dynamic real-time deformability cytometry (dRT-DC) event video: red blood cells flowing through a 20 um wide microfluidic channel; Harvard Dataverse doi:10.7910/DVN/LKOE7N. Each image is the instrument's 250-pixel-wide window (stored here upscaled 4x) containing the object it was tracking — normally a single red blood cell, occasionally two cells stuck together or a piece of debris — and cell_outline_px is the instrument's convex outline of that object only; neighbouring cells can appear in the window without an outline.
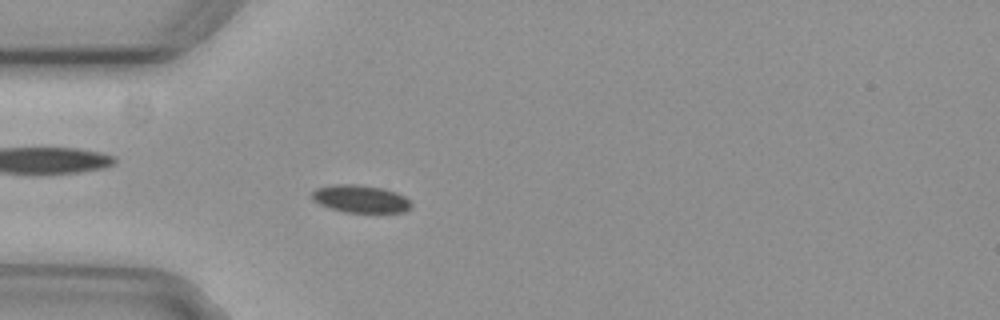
{"species": "common noctule bat (a hibernating species)", "species_latin": "Nyctalus noctula", "temperature_condition": "cold", "stored_images_in_passage": 5, "camera_frame_rate_fps": 3000, "um_per_image_px": 0.085, "animal": {"sex": "female", "body_mass_g": 29.2, "forearm_length_mm": 56.3}, "frame": {"image": 1, "passage_image": 5, "time_ms": 1.333, "image_size_px": [1000, 320], "cell_outline_px": [[412, 208], [404, 212], [344, 212], [320, 204], [312, 200], [312, 192], [316, 188], [332, 184], [356, 184], [384, 188], [396, 192], [404, 196], [412, 204]], "centroid_in_image_um": [30.65, 16.89], "position_along_channel_um": 54.3, "area_um2": 16.01}}